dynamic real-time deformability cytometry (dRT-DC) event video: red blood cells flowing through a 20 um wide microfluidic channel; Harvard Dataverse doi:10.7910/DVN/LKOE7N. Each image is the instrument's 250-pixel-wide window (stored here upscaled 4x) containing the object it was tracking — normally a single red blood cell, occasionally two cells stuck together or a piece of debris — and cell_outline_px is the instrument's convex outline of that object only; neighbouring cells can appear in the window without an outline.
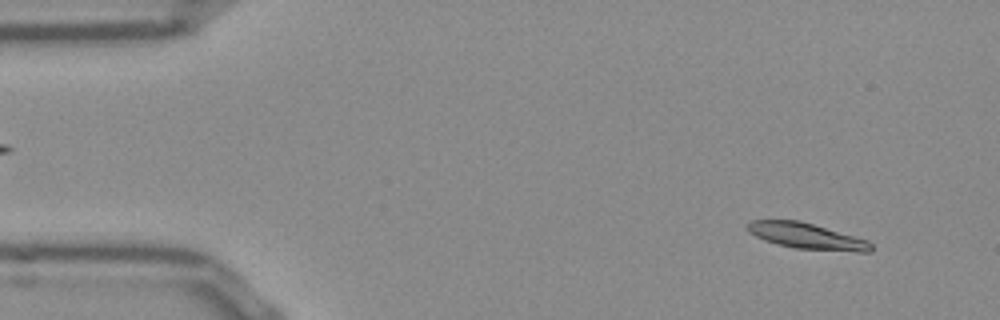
{"species": "Egyptian fruit bat (a non-hibernating species)", "species_latin": "Rousettus aegyptiacus", "temperature_condition": "room temperature", "stored_images_in_passage": 15, "camera_frame_rate_fps": 3000, "um_per_image_px": 0.085, "frame": {"image": 1, "passage_image": 4, "time_ms": 1.0, "image_size_px": [1000, 320], "cell_outline_px": [[872, 252], [856, 252], [796, 248], [764, 240], [748, 232], [748, 224], [752, 220], [800, 220], [868, 240], [872, 244]], "centroid_in_image_um": [68.61, 20.06], "position_along_channel_um": 16.4, "area_um2": 18.5}}